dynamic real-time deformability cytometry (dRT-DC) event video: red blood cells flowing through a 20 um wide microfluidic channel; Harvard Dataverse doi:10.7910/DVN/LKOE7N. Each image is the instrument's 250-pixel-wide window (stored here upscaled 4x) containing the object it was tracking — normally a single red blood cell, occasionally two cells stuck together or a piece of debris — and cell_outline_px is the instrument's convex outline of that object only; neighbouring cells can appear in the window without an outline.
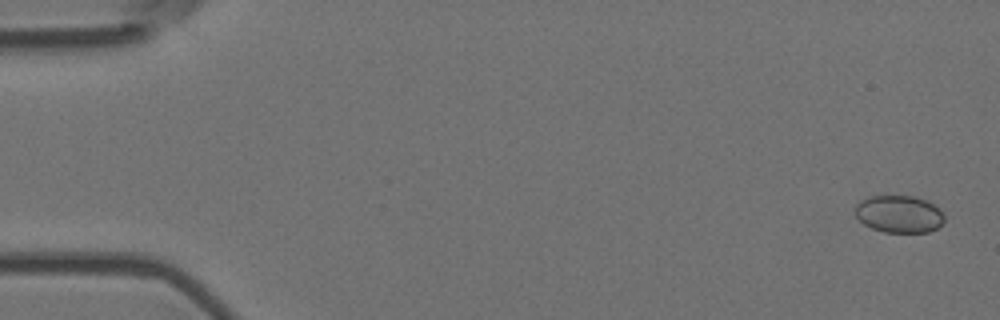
{"species": "Egyptian fruit bat (a non-hibernating species)", "species_latin": "Rousettus aegyptiacus", "temperature_condition": "room temperature", "stored_images_in_passage": 5, "camera_frame_rate_fps": 3000, "um_per_image_px": 0.085, "animal": {"sex": "female"}, "frame": {"image": 1, "passage_image": 1, "time_ms": 0.0, "image_size_px": [1000, 320], "cell_outline_px": [[944, 220], [936, 228], [928, 232], [884, 232], [872, 228], [864, 224], [856, 216], [856, 204], [860, 200], [868, 196], [916, 196], [928, 200], [944, 216]], "centroid_in_image_um": [76.39, 18.18], "position_along_channel_um": 8.6, "area_um2": 19.25}}
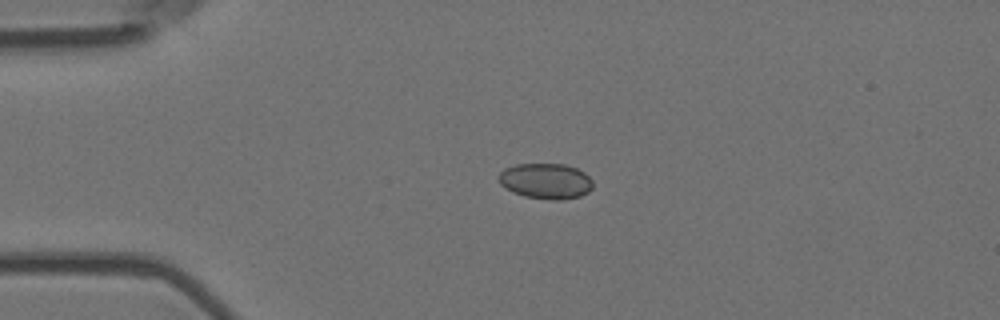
{"frame": {"image": 2, "passage_image": 4, "time_ms": 1.0, "image_size_px": [1000, 320], "cell_outline_px": [[592, 188], [588, 192], [580, 196], [560, 200], [552, 200], [524, 196], [512, 192], [500, 184], [496, 176], [504, 168], [516, 164], [564, 164], [576, 168], [584, 172], [592, 180]], "centroid_in_image_um": [46.36, 15.39], "position_along_channel_um": 38.6, "area_um2": 19.65}}